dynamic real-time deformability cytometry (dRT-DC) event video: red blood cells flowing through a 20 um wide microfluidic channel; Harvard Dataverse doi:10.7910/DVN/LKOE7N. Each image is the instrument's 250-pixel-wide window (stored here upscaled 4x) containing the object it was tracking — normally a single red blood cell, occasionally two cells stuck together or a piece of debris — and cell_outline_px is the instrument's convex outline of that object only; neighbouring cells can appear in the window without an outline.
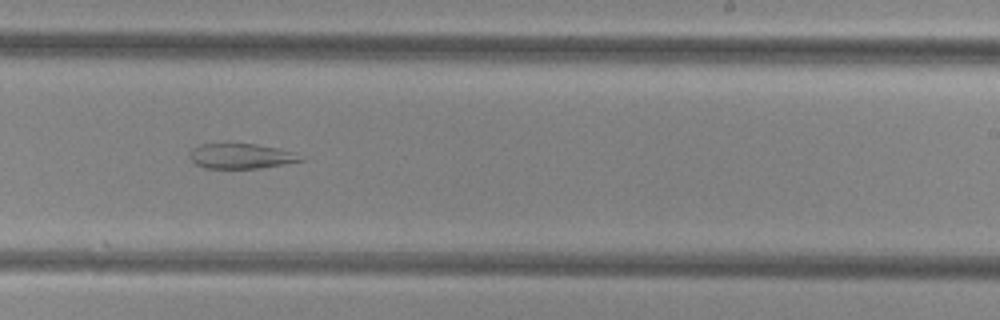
{"species": "common noctule bat (a hibernating species)", "species_latin": "Nyctalus noctula", "temperature_condition": "cold", "stored_images_in_passage": 38, "camera_frame_rate_fps": 3000, "um_per_image_px": 0.085, "animal": {"sex": "female", "body_mass_g": 29.2, "forearm_length_mm": 56.3}, "frame": {"image": 1, "passage_image": 19, "time_ms": 6.0, "image_size_px": [1000, 320], "cell_outline_px": [[304, 160], [260, 168], [204, 168], [196, 164], [192, 160], [192, 148], [200, 144], [256, 144], [276, 148], [292, 152]], "centroid_in_image_um": [20.45, 13.27], "position_along_channel_um": 268.5, "area_um2": 15.72}}
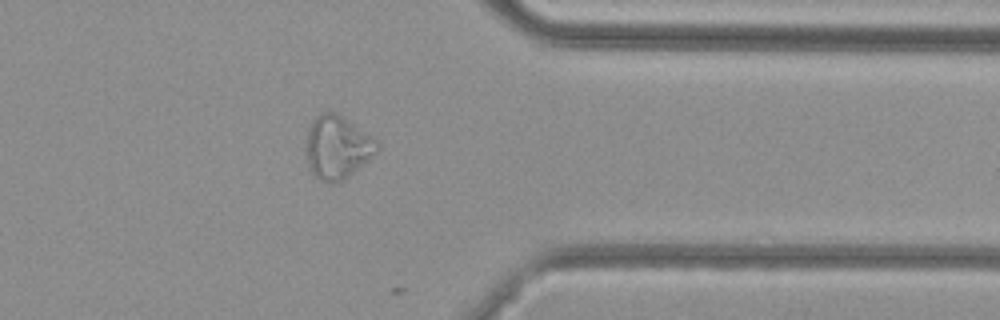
{"frame": {"image": 2, "passage_image": 28, "time_ms": 9.0, "image_size_px": [1000, 320], "cell_outline_px": [[380, 148], [368, 160], [340, 184], [332, 184], [320, 180], [308, 168], [304, 152], [308, 128], [312, 120], [320, 112], [336, 112], [376, 140], [380, 144]], "centroid_in_image_um": [28.62, 12.55], "position_along_channel_um": 382.8, "area_um2": 26.47}}
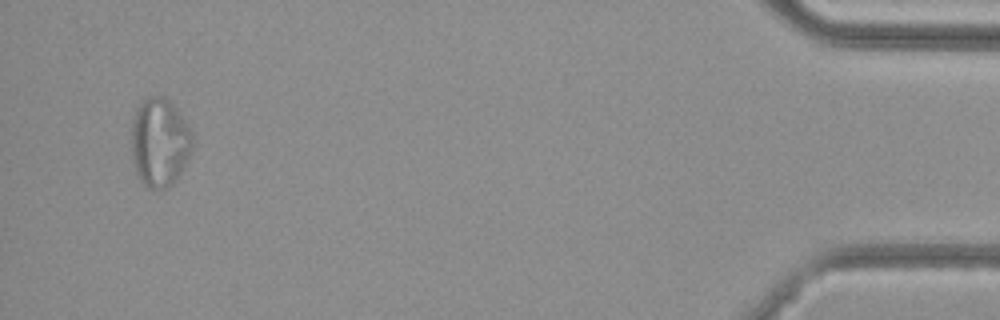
{"frame": {"image": 3, "passage_image": 36, "time_ms": 11.667, "image_size_px": [1000, 320], "cell_outline_px": [[192, 152], [176, 180], [168, 188], [152, 188], [144, 184], [140, 180], [136, 172], [132, 156], [132, 120], [136, 108], [148, 96], [164, 96], [176, 108], [188, 128], [192, 136]], "centroid_in_image_um": [13.56, 12.1], "position_along_channel_um": 421.6, "area_um2": 31.27}}